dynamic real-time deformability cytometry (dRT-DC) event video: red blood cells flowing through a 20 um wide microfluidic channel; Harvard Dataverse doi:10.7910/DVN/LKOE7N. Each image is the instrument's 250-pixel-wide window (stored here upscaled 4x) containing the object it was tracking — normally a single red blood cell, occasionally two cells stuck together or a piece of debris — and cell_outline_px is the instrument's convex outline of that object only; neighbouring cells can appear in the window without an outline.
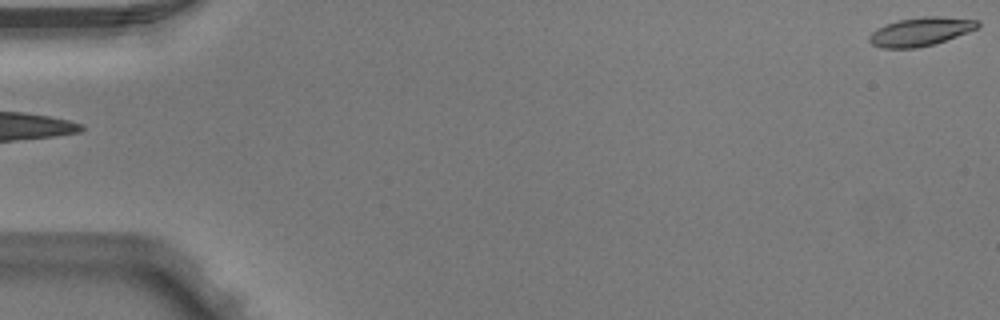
{"species": "Egyptian fruit bat (a non-hibernating species)", "species_latin": "Rousettus aegyptiacus", "temperature_condition": "warm", "stored_images_in_passage": 5, "segment_of_instrument_passage": [2, 2], "camera_frame_rate_fps": 3000, "um_per_image_px": 0.085, "animal": {"sex": "male"}, "frame": {"image": 1, "passage_image": 5, "time_ms": 1.333, "image_size_px": [1000, 320], "cell_outline_px": [[980, 28], [932, 44], [916, 48], [880, 48], [872, 44], [868, 40], [868, 36], [876, 28], [900, 20], [924, 16], [940, 16], [976, 20], [980, 24]], "centroid_in_image_um": [78.23, 2.69], "position_along_channel_um": 6.8, "area_um2": 17.86}}